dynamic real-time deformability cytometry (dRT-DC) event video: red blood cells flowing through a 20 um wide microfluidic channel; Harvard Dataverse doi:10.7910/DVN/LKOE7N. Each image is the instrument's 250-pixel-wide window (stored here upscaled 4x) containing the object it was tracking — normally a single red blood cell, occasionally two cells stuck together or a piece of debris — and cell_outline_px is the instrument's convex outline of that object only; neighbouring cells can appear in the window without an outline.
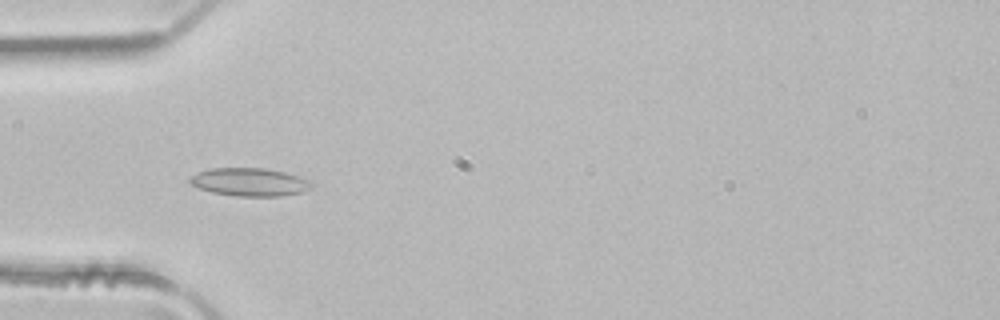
{"species": "common noctule bat (a hibernating species)", "species_latin": "Nyctalus noctula", "temperature_condition": "room temperature", "stored_images_in_passage": 5, "camera_frame_rate_fps": 3000, "um_per_image_px": 0.085, "animal": {"sex": "male", "body_mass_g": 21.5, "forearm_length_mm": 52.0}, "frame": {"image": 1, "passage_image": 3, "time_ms": 0.667, "image_size_px": [1000, 320], "cell_outline_px": [[312, 188], [300, 192], [280, 196], [236, 196], [212, 192], [200, 188], [192, 184], [188, 180], [192, 176], [200, 172], [212, 168], [264, 168], [284, 172], [308, 180], [312, 184]], "centroid_in_image_um": [21.22, 15.47], "position_along_channel_um": 63.8, "area_um2": 19.54}}
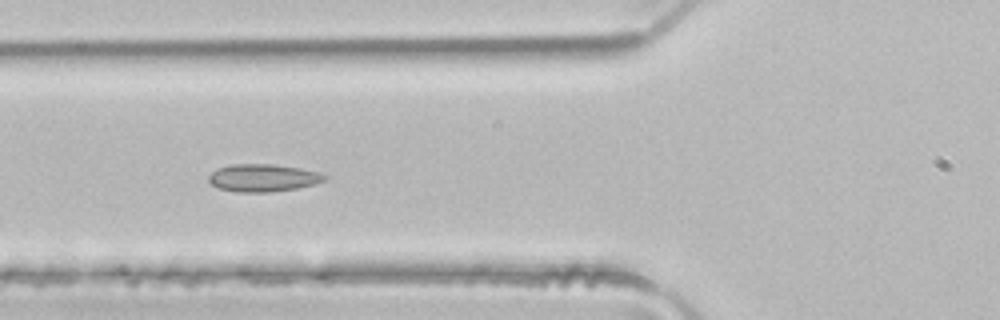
{"frame": {"image": 2, "passage_image": 4, "time_ms": 1.0, "image_size_px": [1000, 320], "cell_outline_px": [[328, 176], [324, 180], [316, 184], [296, 188], [272, 192], [236, 192], [220, 188], [212, 184], [208, 180], [208, 176], [216, 168], [232, 164], [272, 164], [300, 168], [320, 172]], "centroid_in_image_um": [22.36, 15.11], "position_along_channel_um": 103.4, "area_um2": 18.67}}
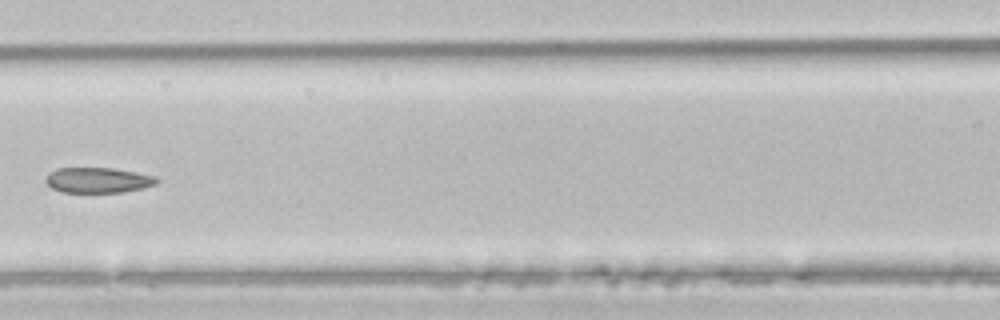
{"frame": {"image": 3, "passage_image": 5, "time_ms": 1.333, "image_size_px": [1000, 320], "cell_outline_px": [[160, 180], [156, 184], [144, 188], [124, 192], [60, 192], [52, 188], [44, 180], [48, 172], [56, 168], [112, 168], [156, 176]], "centroid_in_image_um": [8.32, 15.31], "position_along_channel_um": 158.3, "area_um2": 16.53}}